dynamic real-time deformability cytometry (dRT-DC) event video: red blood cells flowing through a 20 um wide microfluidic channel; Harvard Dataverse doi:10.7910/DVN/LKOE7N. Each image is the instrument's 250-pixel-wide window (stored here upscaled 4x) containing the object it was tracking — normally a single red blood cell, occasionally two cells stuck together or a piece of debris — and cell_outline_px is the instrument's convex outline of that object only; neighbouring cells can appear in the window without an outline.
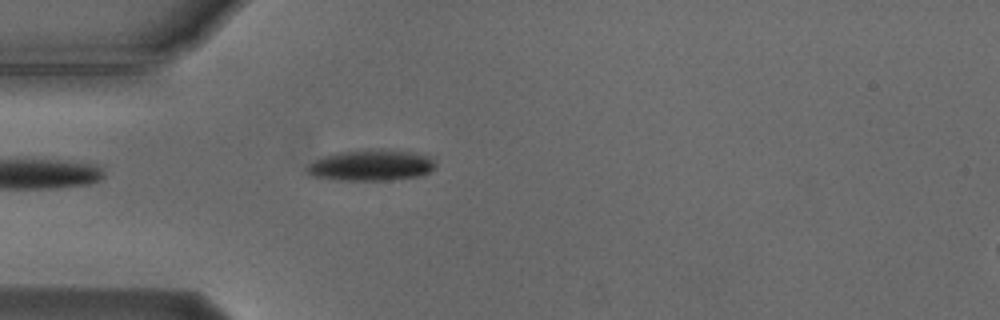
{"species": "Egyptian fruit bat (a non-hibernating species)", "species_latin": "Rousettus aegyptiacus", "temperature_condition": "cold", "stored_images_in_passage": 40, "camera_frame_rate_fps": 3000, "um_per_image_px": 0.085, "animal": {"sex": "male"}, "frame": {"image": 1, "passage_image": 1, "time_ms": 0.0, "image_size_px": [1000, 320], "cell_outline_px": [[436, 168], [420, 176], [388, 180], [336, 180], [312, 176], [304, 168], [308, 164], [324, 156], [340, 152], [372, 148], [384, 148], [412, 152], [436, 156]], "centroid_in_image_um": [31.62, 14.03], "position_along_channel_um": 53.4, "area_um2": 23.81}}
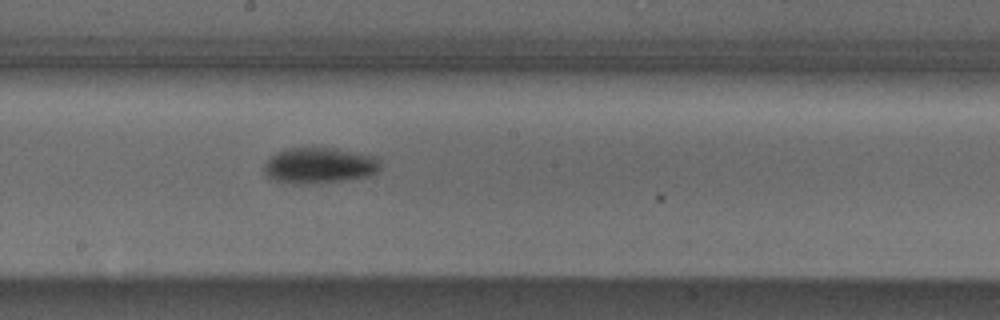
{"frame": {"image": 2, "passage_image": 15, "time_ms": 4.667, "image_size_px": [1000, 320], "cell_outline_px": [[380, 168], [376, 172], [368, 176], [340, 180], [308, 184], [292, 184], [272, 180], [264, 172], [264, 164], [276, 152], [288, 148], [336, 148], [376, 156], [380, 160]], "centroid_in_image_um": [27.13, 14.06], "position_along_channel_um": 221.1, "area_um2": 24.28}}
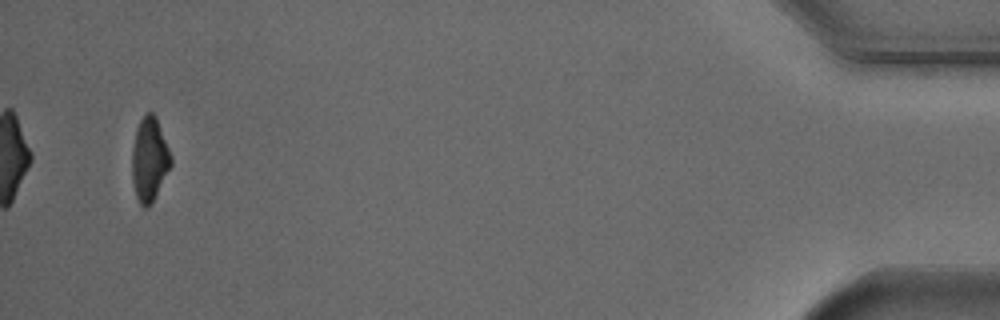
{"frame": {"image": 3, "passage_image": 38, "time_ms": 12.333, "image_size_px": [1000, 320], "cell_outline_px": [[172, 164], [152, 204], [148, 208], [144, 208], [140, 204], [136, 196], [132, 180], [132, 148], [136, 128], [144, 112], [152, 112], [156, 116], [172, 156]], "centroid_in_image_um": [12.7, 13.55], "position_along_channel_um": 422.5, "area_um2": 19.31}, "authors_computed_cell_mechanics": {"area_um2": 22.6865, "velocity_mm_per_s": 3.7571, "shape_relaxation_time_tau1_ms": 2.325, "shape_relaxation_time_tau2_ms": null, "deformation_change_tau1": 0.1089, "deformation_change_tau2": null}}